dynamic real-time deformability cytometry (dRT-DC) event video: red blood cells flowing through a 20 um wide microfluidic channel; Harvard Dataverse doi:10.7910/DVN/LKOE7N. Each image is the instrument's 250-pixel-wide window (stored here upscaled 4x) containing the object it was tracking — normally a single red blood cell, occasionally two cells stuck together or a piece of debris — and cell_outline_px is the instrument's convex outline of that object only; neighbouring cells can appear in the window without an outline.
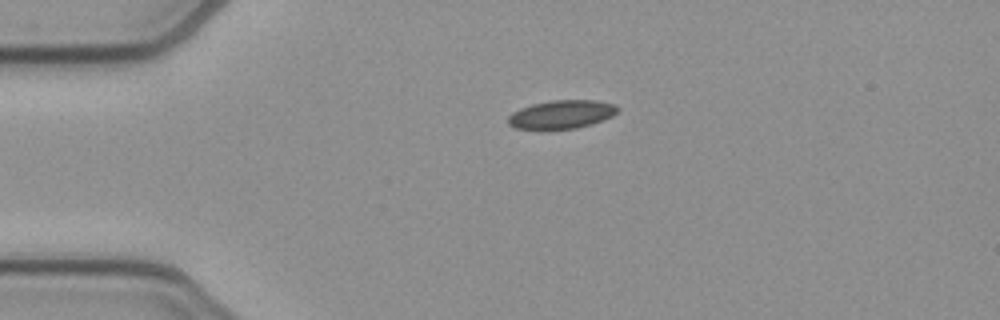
{"species": "common noctule bat (a hibernating species)", "species_latin": "Nyctalus noctula", "temperature_condition": "cold", "stored_images_in_passage": 42, "camera_frame_rate_fps": 3000, "um_per_image_px": 0.085, "animal": {"sex": "female", "body_mass_g": 21.9}, "frame": {"image": 1, "passage_image": 1, "time_ms": 0.0, "image_size_px": [1000, 320], "cell_outline_px": [[620, 108], [612, 116], [604, 120], [592, 124], [576, 128], [516, 128], [508, 124], [508, 116], [512, 112], [520, 108], [532, 104], [552, 100], [596, 100], [616, 104]], "centroid_in_image_um": [47.77, 9.7], "position_along_channel_um": 37.2, "area_um2": 18.03}}
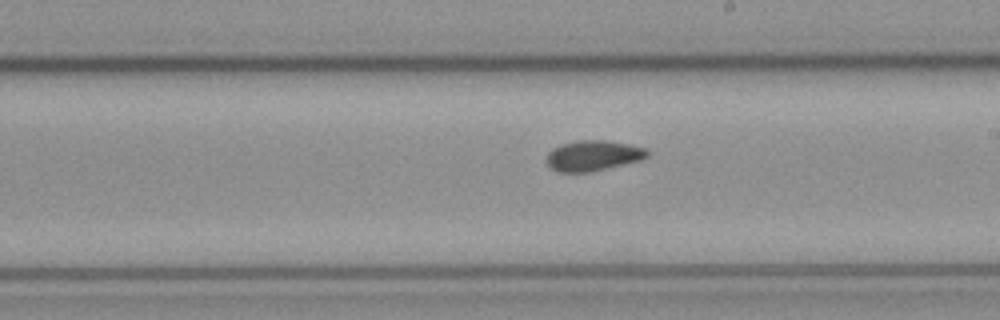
{"frame": {"image": 2, "passage_image": 19, "time_ms": 6.0, "image_size_px": [1000, 320], "cell_outline_px": [[648, 156], [640, 160], [592, 172], [556, 172], [548, 164], [548, 152], [552, 148], [560, 144], [576, 140], [608, 140], [628, 144], [644, 148], [648, 152]], "centroid_in_image_um": [50.39, 13.22], "position_along_channel_um": 238.6, "area_um2": 17.86}}
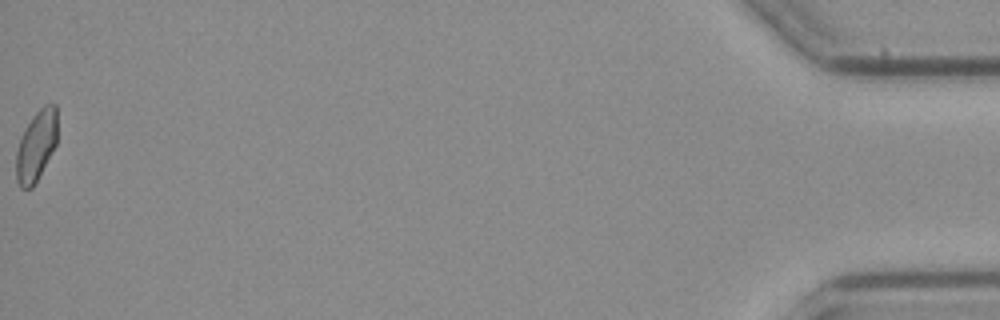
{"frame": {"image": 3, "passage_image": 42, "time_ms": 13.667, "image_size_px": [1000, 320], "cell_outline_px": [[56, 144], [32, 188], [20, 188], [16, 180], [16, 152], [24, 128], [32, 116], [44, 104], [56, 104]], "centroid_in_image_um": [3.06, 12.38], "position_along_channel_um": 432.1, "area_um2": 16.7}, "authors_computed_cell_mechanics": {"area_um2": 17.6868, "velocity_mm_per_s": 3.9059, "shape_relaxation_time_tau1_ms": null, "shape_relaxation_time_tau2_ms": 4.4596, "deformation_change_tau1": null, "deformation_change_tau2": 0.0686}}